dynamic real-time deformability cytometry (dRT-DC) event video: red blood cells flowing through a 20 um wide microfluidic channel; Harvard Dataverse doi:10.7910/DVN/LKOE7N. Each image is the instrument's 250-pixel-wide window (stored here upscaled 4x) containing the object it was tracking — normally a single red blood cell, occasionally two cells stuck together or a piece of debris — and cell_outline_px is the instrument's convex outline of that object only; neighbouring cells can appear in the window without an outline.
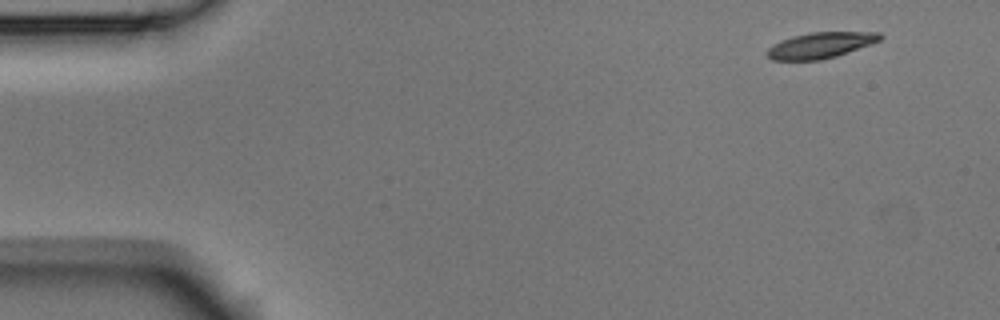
{"species": "Egyptian fruit bat (a non-hibernating species)", "species_latin": "Rousettus aegyptiacus", "temperature_condition": "room temperature", "stored_images_in_passage": 4, "camera_frame_rate_fps": 3000, "um_per_image_px": 0.085, "animal": {"sex": "male"}, "frame": {"image": 1, "passage_image": 1, "time_ms": 0.0, "image_size_px": [1000, 320], "cell_outline_px": [[884, 36], [880, 40], [872, 44], [836, 56], [820, 60], [772, 60], [764, 52], [772, 44], [780, 40], [792, 36], [812, 32], [880, 32]], "centroid_in_image_um": [69.73, 3.84], "position_along_channel_um": 15.3, "area_um2": 17.17}}